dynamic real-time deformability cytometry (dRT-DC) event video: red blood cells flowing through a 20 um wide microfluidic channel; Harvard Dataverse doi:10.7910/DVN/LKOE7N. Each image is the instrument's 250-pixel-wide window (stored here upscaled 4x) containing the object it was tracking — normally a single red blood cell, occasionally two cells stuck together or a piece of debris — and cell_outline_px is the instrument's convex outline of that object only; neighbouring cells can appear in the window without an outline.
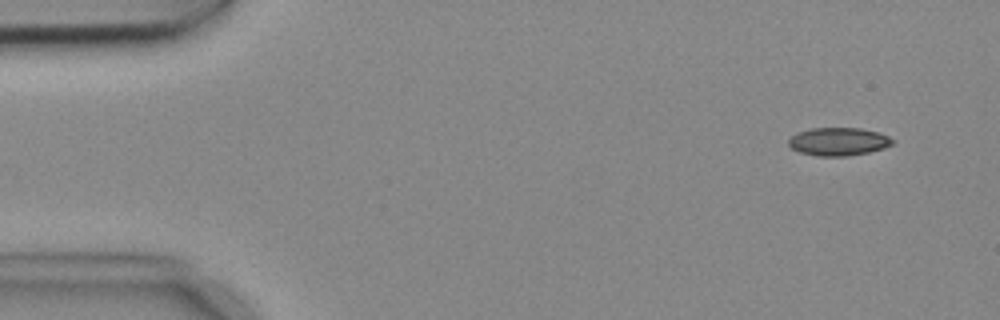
{"species": "common noctule bat (a hibernating species)", "species_latin": "Nyctalus noctula", "temperature_condition": "cold", "stored_images_in_passage": 5, "camera_frame_rate_fps": 3000, "um_per_image_px": 0.085, "animal": {"sex": "female", "body_mass_g": 18.4}, "frame": {"image": 1, "passage_image": 2, "time_ms": 0.333, "image_size_px": [1000, 320], "cell_outline_px": [[896, 140], [892, 144], [884, 148], [868, 152], [848, 156], [816, 156], [800, 152], [792, 148], [788, 144], [788, 140], [796, 132], [812, 128], [860, 128], [876, 132], [888, 136]], "centroid_in_image_um": [71.26, 12.03], "position_along_channel_um": 13.7, "area_um2": 16.99}}